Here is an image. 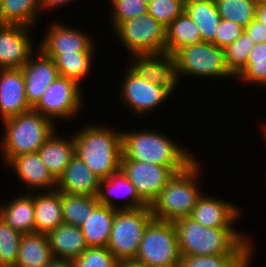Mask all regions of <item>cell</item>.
<instances>
[{
  "mask_svg": "<svg viewBox=\"0 0 266 267\" xmlns=\"http://www.w3.org/2000/svg\"><path fill=\"white\" fill-rule=\"evenodd\" d=\"M173 224L180 256L243 255L254 244L240 229L204 227L190 216Z\"/></svg>",
  "mask_w": 266,
  "mask_h": 267,
  "instance_id": "cell-1",
  "label": "cell"
},
{
  "mask_svg": "<svg viewBox=\"0 0 266 267\" xmlns=\"http://www.w3.org/2000/svg\"><path fill=\"white\" fill-rule=\"evenodd\" d=\"M138 130V131H137ZM121 130L122 157L183 171L196 157L177 141L157 129ZM193 154V155H192Z\"/></svg>",
  "mask_w": 266,
  "mask_h": 267,
  "instance_id": "cell-2",
  "label": "cell"
},
{
  "mask_svg": "<svg viewBox=\"0 0 266 267\" xmlns=\"http://www.w3.org/2000/svg\"><path fill=\"white\" fill-rule=\"evenodd\" d=\"M76 131L72 133L75 155L87 164L97 177L106 179L120 171L121 129L114 130L111 127L102 126V124L87 123Z\"/></svg>",
  "mask_w": 266,
  "mask_h": 267,
  "instance_id": "cell-3",
  "label": "cell"
},
{
  "mask_svg": "<svg viewBox=\"0 0 266 267\" xmlns=\"http://www.w3.org/2000/svg\"><path fill=\"white\" fill-rule=\"evenodd\" d=\"M197 157L183 171L175 173L150 205L154 219L174 222L188 217L203 194L201 182L203 167ZM199 179V180H198Z\"/></svg>",
  "mask_w": 266,
  "mask_h": 267,
  "instance_id": "cell-4",
  "label": "cell"
},
{
  "mask_svg": "<svg viewBox=\"0 0 266 267\" xmlns=\"http://www.w3.org/2000/svg\"><path fill=\"white\" fill-rule=\"evenodd\" d=\"M1 122L4 136L0 140V157L5 166L15 156L37 152L58 129L56 122L33 109Z\"/></svg>",
  "mask_w": 266,
  "mask_h": 267,
  "instance_id": "cell-5",
  "label": "cell"
},
{
  "mask_svg": "<svg viewBox=\"0 0 266 267\" xmlns=\"http://www.w3.org/2000/svg\"><path fill=\"white\" fill-rule=\"evenodd\" d=\"M173 56L179 85L185 76L201 79H235L226 65L224 49L213 43L200 42L187 45L178 49Z\"/></svg>",
  "mask_w": 266,
  "mask_h": 267,
  "instance_id": "cell-6",
  "label": "cell"
},
{
  "mask_svg": "<svg viewBox=\"0 0 266 267\" xmlns=\"http://www.w3.org/2000/svg\"><path fill=\"white\" fill-rule=\"evenodd\" d=\"M154 219L150 206L117 209L107 249L118 261L134 260L148 224Z\"/></svg>",
  "mask_w": 266,
  "mask_h": 267,
  "instance_id": "cell-7",
  "label": "cell"
},
{
  "mask_svg": "<svg viewBox=\"0 0 266 267\" xmlns=\"http://www.w3.org/2000/svg\"><path fill=\"white\" fill-rule=\"evenodd\" d=\"M180 258L173 222L153 219L144 231L134 260L148 267H178Z\"/></svg>",
  "mask_w": 266,
  "mask_h": 267,
  "instance_id": "cell-8",
  "label": "cell"
},
{
  "mask_svg": "<svg viewBox=\"0 0 266 267\" xmlns=\"http://www.w3.org/2000/svg\"><path fill=\"white\" fill-rule=\"evenodd\" d=\"M113 34L129 57L166 52V28L147 12L122 22Z\"/></svg>",
  "mask_w": 266,
  "mask_h": 267,
  "instance_id": "cell-9",
  "label": "cell"
},
{
  "mask_svg": "<svg viewBox=\"0 0 266 267\" xmlns=\"http://www.w3.org/2000/svg\"><path fill=\"white\" fill-rule=\"evenodd\" d=\"M83 86L77 81L58 76L32 108L53 122L75 121L84 107ZM55 120V121H54ZM58 120V121H57Z\"/></svg>",
  "mask_w": 266,
  "mask_h": 267,
  "instance_id": "cell-10",
  "label": "cell"
},
{
  "mask_svg": "<svg viewBox=\"0 0 266 267\" xmlns=\"http://www.w3.org/2000/svg\"><path fill=\"white\" fill-rule=\"evenodd\" d=\"M126 68L117 100L137 118L153 114L151 112L169 100L172 94L165 87L143 79L130 66Z\"/></svg>",
  "mask_w": 266,
  "mask_h": 267,
  "instance_id": "cell-11",
  "label": "cell"
},
{
  "mask_svg": "<svg viewBox=\"0 0 266 267\" xmlns=\"http://www.w3.org/2000/svg\"><path fill=\"white\" fill-rule=\"evenodd\" d=\"M44 36L39 42L38 49L47 57L55 59L60 53H95L96 41L91 34L64 25L62 21H50ZM62 22V23H61Z\"/></svg>",
  "mask_w": 266,
  "mask_h": 267,
  "instance_id": "cell-12",
  "label": "cell"
},
{
  "mask_svg": "<svg viewBox=\"0 0 266 267\" xmlns=\"http://www.w3.org/2000/svg\"><path fill=\"white\" fill-rule=\"evenodd\" d=\"M120 170L135 186L139 197L150 206L175 172L168 167L121 158Z\"/></svg>",
  "mask_w": 266,
  "mask_h": 267,
  "instance_id": "cell-13",
  "label": "cell"
},
{
  "mask_svg": "<svg viewBox=\"0 0 266 267\" xmlns=\"http://www.w3.org/2000/svg\"><path fill=\"white\" fill-rule=\"evenodd\" d=\"M33 29L23 25L0 24V68H21L29 60L38 48L31 37Z\"/></svg>",
  "mask_w": 266,
  "mask_h": 267,
  "instance_id": "cell-14",
  "label": "cell"
},
{
  "mask_svg": "<svg viewBox=\"0 0 266 267\" xmlns=\"http://www.w3.org/2000/svg\"><path fill=\"white\" fill-rule=\"evenodd\" d=\"M6 165L15 172L19 183L23 182V189H26L24 193L56 190L57 180L42 162L38 152L15 156Z\"/></svg>",
  "mask_w": 266,
  "mask_h": 267,
  "instance_id": "cell-15",
  "label": "cell"
},
{
  "mask_svg": "<svg viewBox=\"0 0 266 267\" xmlns=\"http://www.w3.org/2000/svg\"><path fill=\"white\" fill-rule=\"evenodd\" d=\"M130 67L143 79L175 93L179 81L174 56L170 53L131 56Z\"/></svg>",
  "mask_w": 266,
  "mask_h": 267,
  "instance_id": "cell-16",
  "label": "cell"
},
{
  "mask_svg": "<svg viewBox=\"0 0 266 267\" xmlns=\"http://www.w3.org/2000/svg\"><path fill=\"white\" fill-rule=\"evenodd\" d=\"M36 57V58H35ZM25 78V91L29 105L33 108L46 89L59 76L55 61L38 48L21 67Z\"/></svg>",
  "mask_w": 266,
  "mask_h": 267,
  "instance_id": "cell-17",
  "label": "cell"
},
{
  "mask_svg": "<svg viewBox=\"0 0 266 267\" xmlns=\"http://www.w3.org/2000/svg\"><path fill=\"white\" fill-rule=\"evenodd\" d=\"M241 211L242 209L230 200L209 196L203 192L190 217L204 227L234 228L237 220L242 217Z\"/></svg>",
  "mask_w": 266,
  "mask_h": 267,
  "instance_id": "cell-18",
  "label": "cell"
},
{
  "mask_svg": "<svg viewBox=\"0 0 266 267\" xmlns=\"http://www.w3.org/2000/svg\"><path fill=\"white\" fill-rule=\"evenodd\" d=\"M31 109L26 97L25 78L21 68H0V120Z\"/></svg>",
  "mask_w": 266,
  "mask_h": 267,
  "instance_id": "cell-19",
  "label": "cell"
},
{
  "mask_svg": "<svg viewBox=\"0 0 266 267\" xmlns=\"http://www.w3.org/2000/svg\"><path fill=\"white\" fill-rule=\"evenodd\" d=\"M96 197L100 205H106L115 209H137L148 206L139 197L135 186L121 170L106 179H100ZM118 198H123L126 202L120 204L119 202H116Z\"/></svg>",
  "mask_w": 266,
  "mask_h": 267,
  "instance_id": "cell-20",
  "label": "cell"
},
{
  "mask_svg": "<svg viewBox=\"0 0 266 267\" xmlns=\"http://www.w3.org/2000/svg\"><path fill=\"white\" fill-rule=\"evenodd\" d=\"M100 178L78 156L74 155L58 178L56 190L71 195L96 197Z\"/></svg>",
  "mask_w": 266,
  "mask_h": 267,
  "instance_id": "cell-21",
  "label": "cell"
},
{
  "mask_svg": "<svg viewBox=\"0 0 266 267\" xmlns=\"http://www.w3.org/2000/svg\"><path fill=\"white\" fill-rule=\"evenodd\" d=\"M56 131L59 130H55L37 152L52 176L58 180L75 155V144L72 134L60 136Z\"/></svg>",
  "mask_w": 266,
  "mask_h": 267,
  "instance_id": "cell-22",
  "label": "cell"
},
{
  "mask_svg": "<svg viewBox=\"0 0 266 267\" xmlns=\"http://www.w3.org/2000/svg\"><path fill=\"white\" fill-rule=\"evenodd\" d=\"M49 246L54 258L74 261L87 248L80 227L62 223L47 233Z\"/></svg>",
  "mask_w": 266,
  "mask_h": 267,
  "instance_id": "cell-23",
  "label": "cell"
},
{
  "mask_svg": "<svg viewBox=\"0 0 266 267\" xmlns=\"http://www.w3.org/2000/svg\"><path fill=\"white\" fill-rule=\"evenodd\" d=\"M0 216L22 234L35 232L34 193H23L1 205Z\"/></svg>",
  "mask_w": 266,
  "mask_h": 267,
  "instance_id": "cell-24",
  "label": "cell"
},
{
  "mask_svg": "<svg viewBox=\"0 0 266 267\" xmlns=\"http://www.w3.org/2000/svg\"><path fill=\"white\" fill-rule=\"evenodd\" d=\"M35 232L47 234L63 223L61 192H34Z\"/></svg>",
  "mask_w": 266,
  "mask_h": 267,
  "instance_id": "cell-25",
  "label": "cell"
},
{
  "mask_svg": "<svg viewBox=\"0 0 266 267\" xmlns=\"http://www.w3.org/2000/svg\"><path fill=\"white\" fill-rule=\"evenodd\" d=\"M53 259L47 234L22 235L15 267H46Z\"/></svg>",
  "mask_w": 266,
  "mask_h": 267,
  "instance_id": "cell-26",
  "label": "cell"
},
{
  "mask_svg": "<svg viewBox=\"0 0 266 267\" xmlns=\"http://www.w3.org/2000/svg\"><path fill=\"white\" fill-rule=\"evenodd\" d=\"M200 31L201 41L215 40L221 17L214 0H185L184 11Z\"/></svg>",
  "mask_w": 266,
  "mask_h": 267,
  "instance_id": "cell-27",
  "label": "cell"
},
{
  "mask_svg": "<svg viewBox=\"0 0 266 267\" xmlns=\"http://www.w3.org/2000/svg\"><path fill=\"white\" fill-rule=\"evenodd\" d=\"M117 209L99 205L80 226L88 247H107Z\"/></svg>",
  "mask_w": 266,
  "mask_h": 267,
  "instance_id": "cell-28",
  "label": "cell"
},
{
  "mask_svg": "<svg viewBox=\"0 0 266 267\" xmlns=\"http://www.w3.org/2000/svg\"><path fill=\"white\" fill-rule=\"evenodd\" d=\"M40 14L44 15L40 11V0H4L0 5V24L34 28L38 27Z\"/></svg>",
  "mask_w": 266,
  "mask_h": 267,
  "instance_id": "cell-29",
  "label": "cell"
},
{
  "mask_svg": "<svg viewBox=\"0 0 266 267\" xmlns=\"http://www.w3.org/2000/svg\"><path fill=\"white\" fill-rule=\"evenodd\" d=\"M200 42V31L185 12L166 27V53L173 55L184 46Z\"/></svg>",
  "mask_w": 266,
  "mask_h": 267,
  "instance_id": "cell-30",
  "label": "cell"
},
{
  "mask_svg": "<svg viewBox=\"0 0 266 267\" xmlns=\"http://www.w3.org/2000/svg\"><path fill=\"white\" fill-rule=\"evenodd\" d=\"M63 223L80 227L100 205L97 197L61 192Z\"/></svg>",
  "mask_w": 266,
  "mask_h": 267,
  "instance_id": "cell-31",
  "label": "cell"
},
{
  "mask_svg": "<svg viewBox=\"0 0 266 267\" xmlns=\"http://www.w3.org/2000/svg\"><path fill=\"white\" fill-rule=\"evenodd\" d=\"M95 53H60L55 59V65L59 76L66 77L83 84L92 72V63Z\"/></svg>",
  "mask_w": 266,
  "mask_h": 267,
  "instance_id": "cell-32",
  "label": "cell"
},
{
  "mask_svg": "<svg viewBox=\"0 0 266 267\" xmlns=\"http://www.w3.org/2000/svg\"><path fill=\"white\" fill-rule=\"evenodd\" d=\"M235 78V80H240L247 85L266 86V42L254 45L247 64Z\"/></svg>",
  "mask_w": 266,
  "mask_h": 267,
  "instance_id": "cell-33",
  "label": "cell"
},
{
  "mask_svg": "<svg viewBox=\"0 0 266 267\" xmlns=\"http://www.w3.org/2000/svg\"><path fill=\"white\" fill-rule=\"evenodd\" d=\"M218 13L223 20H228L242 27L248 26L256 16L258 0H214Z\"/></svg>",
  "mask_w": 266,
  "mask_h": 267,
  "instance_id": "cell-34",
  "label": "cell"
},
{
  "mask_svg": "<svg viewBox=\"0 0 266 267\" xmlns=\"http://www.w3.org/2000/svg\"><path fill=\"white\" fill-rule=\"evenodd\" d=\"M22 235L0 216V267H15Z\"/></svg>",
  "mask_w": 266,
  "mask_h": 267,
  "instance_id": "cell-35",
  "label": "cell"
},
{
  "mask_svg": "<svg viewBox=\"0 0 266 267\" xmlns=\"http://www.w3.org/2000/svg\"><path fill=\"white\" fill-rule=\"evenodd\" d=\"M251 37L243 31L236 41L228 45L225 49V61L230 72L236 76L247 64L249 54L254 47Z\"/></svg>",
  "mask_w": 266,
  "mask_h": 267,
  "instance_id": "cell-36",
  "label": "cell"
},
{
  "mask_svg": "<svg viewBox=\"0 0 266 267\" xmlns=\"http://www.w3.org/2000/svg\"><path fill=\"white\" fill-rule=\"evenodd\" d=\"M110 20L113 31L124 21L147 12L148 4L144 0H110Z\"/></svg>",
  "mask_w": 266,
  "mask_h": 267,
  "instance_id": "cell-37",
  "label": "cell"
},
{
  "mask_svg": "<svg viewBox=\"0 0 266 267\" xmlns=\"http://www.w3.org/2000/svg\"><path fill=\"white\" fill-rule=\"evenodd\" d=\"M185 11V0H154L148 3L147 13L165 28Z\"/></svg>",
  "mask_w": 266,
  "mask_h": 267,
  "instance_id": "cell-38",
  "label": "cell"
},
{
  "mask_svg": "<svg viewBox=\"0 0 266 267\" xmlns=\"http://www.w3.org/2000/svg\"><path fill=\"white\" fill-rule=\"evenodd\" d=\"M72 262L74 267H117L118 260L107 247H88Z\"/></svg>",
  "mask_w": 266,
  "mask_h": 267,
  "instance_id": "cell-39",
  "label": "cell"
},
{
  "mask_svg": "<svg viewBox=\"0 0 266 267\" xmlns=\"http://www.w3.org/2000/svg\"><path fill=\"white\" fill-rule=\"evenodd\" d=\"M242 255L181 256L178 267H231Z\"/></svg>",
  "mask_w": 266,
  "mask_h": 267,
  "instance_id": "cell-40",
  "label": "cell"
},
{
  "mask_svg": "<svg viewBox=\"0 0 266 267\" xmlns=\"http://www.w3.org/2000/svg\"><path fill=\"white\" fill-rule=\"evenodd\" d=\"M244 27L234 22L221 19L218 25L215 40L212 42L219 48L225 49L242 35Z\"/></svg>",
  "mask_w": 266,
  "mask_h": 267,
  "instance_id": "cell-41",
  "label": "cell"
},
{
  "mask_svg": "<svg viewBox=\"0 0 266 267\" xmlns=\"http://www.w3.org/2000/svg\"><path fill=\"white\" fill-rule=\"evenodd\" d=\"M244 31L251 37L254 44L266 42V26L256 18L244 28Z\"/></svg>",
  "mask_w": 266,
  "mask_h": 267,
  "instance_id": "cell-42",
  "label": "cell"
},
{
  "mask_svg": "<svg viewBox=\"0 0 266 267\" xmlns=\"http://www.w3.org/2000/svg\"><path fill=\"white\" fill-rule=\"evenodd\" d=\"M75 1V0H74ZM73 3V0H40V11L47 12L49 14L50 10H54L56 8L64 7L65 5Z\"/></svg>",
  "mask_w": 266,
  "mask_h": 267,
  "instance_id": "cell-43",
  "label": "cell"
},
{
  "mask_svg": "<svg viewBox=\"0 0 266 267\" xmlns=\"http://www.w3.org/2000/svg\"><path fill=\"white\" fill-rule=\"evenodd\" d=\"M254 244L231 266V267H249L252 266L253 256L256 252ZM255 250V251H254ZM252 263V264H251Z\"/></svg>",
  "mask_w": 266,
  "mask_h": 267,
  "instance_id": "cell-44",
  "label": "cell"
},
{
  "mask_svg": "<svg viewBox=\"0 0 266 267\" xmlns=\"http://www.w3.org/2000/svg\"><path fill=\"white\" fill-rule=\"evenodd\" d=\"M255 18L266 26V0L257 1Z\"/></svg>",
  "mask_w": 266,
  "mask_h": 267,
  "instance_id": "cell-45",
  "label": "cell"
},
{
  "mask_svg": "<svg viewBox=\"0 0 266 267\" xmlns=\"http://www.w3.org/2000/svg\"><path fill=\"white\" fill-rule=\"evenodd\" d=\"M46 267H74L70 260L54 258Z\"/></svg>",
  "mask_w": 266,
  "mask_h": 267,
  "instance_id": "cell-46",
  "label": "cell"
},
{
  "mask_svg": "<svg viewBox=\"0 0 266 267\" xmlns=\"http://www.w3.org/2000/svg\"><path fill=\"white\" fill-rule=\"evenodd\" d=\"M117 267H148V266L139 263L135 260H123V261H118Z\"/></svg>",
  "mask_w": 266,
  "mask_h": 267,
  "instance_id": "cell-47",
  "label": "cell"
},
{
  "mask_svg": "<svg viewBox=\"0 0 266 267\" xmlns=\"http://www.w3.org/2000/svg\"><path fill=\"white\" fill-rule=\"evenodd\" d=\"M261 128L263 129L261 134H263V137H264V141H265V144H266V125H264L263 127L261 126Z\"/></svg>",
  "mask_w": 266,
  "mask_h": 267,
  "instance_id": "cell-48",
  "label": "cell"
},
{
  "mask_svg": "<svg viewBox=\"0 0 266 267\" xmlns=\"http://www.w3.org/2000/svg\"><path fill=\"white\" fill-rule=\"evenodd\" d=\"M147 4L151 1H154V0H144Z\"/></svg>",
  "mask_w": 266,
  "mask_h": 267,
  "instance_id": "cell-49",
  "label": "cell"
}]
</instances>
